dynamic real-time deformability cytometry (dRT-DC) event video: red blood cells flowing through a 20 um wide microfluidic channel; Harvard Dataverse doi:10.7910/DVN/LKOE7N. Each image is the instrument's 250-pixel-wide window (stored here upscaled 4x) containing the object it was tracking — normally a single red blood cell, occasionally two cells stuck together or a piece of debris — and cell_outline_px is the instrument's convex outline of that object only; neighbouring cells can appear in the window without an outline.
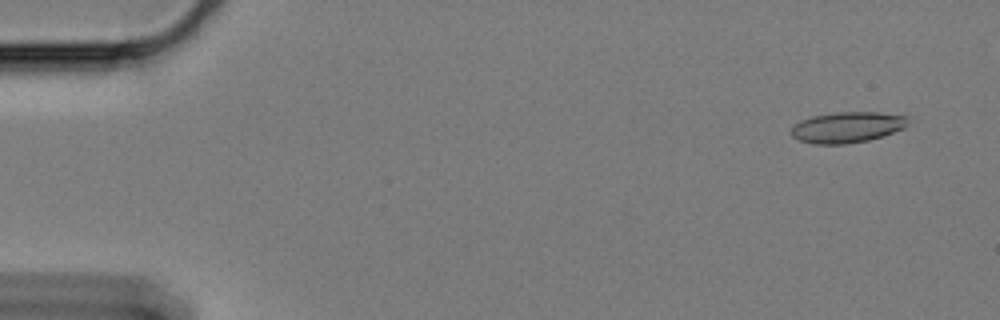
{"species": "Egyptian fruit bat (a non-hibernating species)", "species_latin": "Rousettus aegyptiacus", "temperature_condition": "cold", "stored_images_in_passage": 11, "camera_frame_rate_fps": 3000, "um_per_image_px": 0.085, "animal": {"sex": "female"}, "frame": {"image": 1, "passage_image": 4, "time_ms": 1.0, "image_size_px": [1000, 320], "cell_outline_px": [[904, 128], [868, 140], [844, 144], [816, 144], [800, 140], [792, 136], [792, 128], [800, 120], [812, 116], [836, 112], [876, 112], [904, 116]], "centroid_in_image_um": [71.93, 10.82], "position_along_channel_um": 13.1, "area_um2": 20.4}}